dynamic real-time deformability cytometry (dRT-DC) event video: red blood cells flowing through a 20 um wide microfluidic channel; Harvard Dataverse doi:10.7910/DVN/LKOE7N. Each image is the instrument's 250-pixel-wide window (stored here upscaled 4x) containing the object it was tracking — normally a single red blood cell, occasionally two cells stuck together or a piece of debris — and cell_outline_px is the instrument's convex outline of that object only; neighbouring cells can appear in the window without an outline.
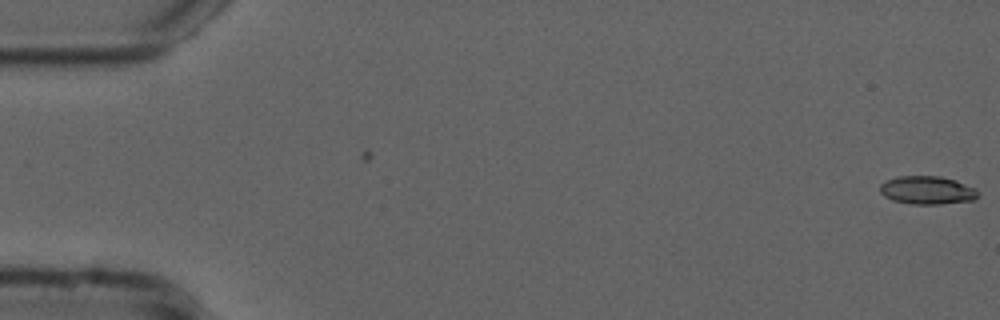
{"species": "common noctule bat (a hibernating species)", "species_latin": "Nyctalus noctula", "temperature_condition": "cold", "stored_images_in_passage": 4, "camera_frame_rate_fps": 3000, "um_per_image_px": 0.085, "animal": {"sex": "male", "forearm_length_mm": 52.5}, "frame": {"image": 1, "passage_image": 4, "time_ms": 1.0, "image_size_px": [1000, 320], "cell_outline_px": [[976, 200], [940, 204], [912, 204], [892, 200], [884, 196], [880, 192], [880, 184], [884, 180], [896, 176], [940, 176], [956, 180], [976, 188]], "centroid_in_image_um": [78.78, 16.16], "position_along_channel_um": 6.2, "area_um2": 16.24}}